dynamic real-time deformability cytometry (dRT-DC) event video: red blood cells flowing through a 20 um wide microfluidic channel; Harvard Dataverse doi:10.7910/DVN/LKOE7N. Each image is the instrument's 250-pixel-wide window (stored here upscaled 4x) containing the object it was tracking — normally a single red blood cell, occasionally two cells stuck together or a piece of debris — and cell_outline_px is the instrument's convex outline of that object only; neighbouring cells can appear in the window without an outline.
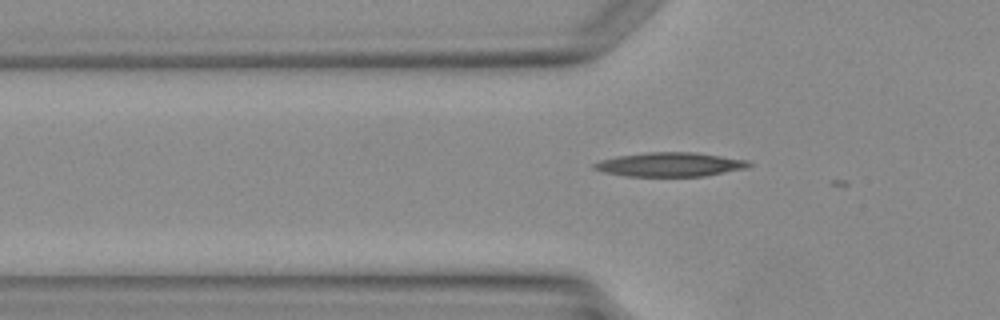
{"species": "Egyptian fruit bat (a non-hibernating species)", "species_latin": "Rousettus aegyptiacus", "temperature_condition": "warm", "stored_images_in_passage": 3, "segment_of_instrument_passage": [2, 2], "camera_frame_rate_fps": 3000, "um_per_image_px": 0.085, "animal": {"sex": "female"}, "frame": {"image": 1, "passage_image": 3, "time_ms": 3.333, "image_size_px": [1000, 320], "cell_outline_px": [[752, 164], [748, 168], [704, 176], [624, 176], [604, 172], [592, 168], [592, 164], [600, 160], [616, 156], [648, 152], [696, 152], [748, 160]], "centroid_in_image_um": [56.95, 13.98], "position_along_channel_um": 68.9, "area_um2": 21.85}}